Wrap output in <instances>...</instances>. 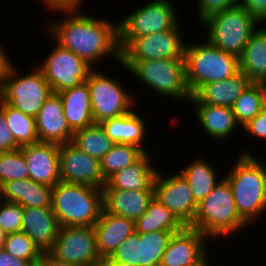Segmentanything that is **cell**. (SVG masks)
I'll return each mask as SVG.
<instances>
[{
  "label": "cell",
  "mask_w": 266,
  "mask_h": 266,
  "mask_svg": "<svg viewBox=\"0 0 266 266\" xmlns=\"http://www.w3.org/2000/svg\"><path fill=\"white\" fill-rule=\"evenodd\" d=\"M197 1V17L202 23L211 15L222 12L238 5V0H196Z\"/></svg>",
  "instance_id": "obj_39"
},
{
  "label": "cell",
  "mask_w": 266,
  "mask_h": 266,
  "mask_svg": "<svg viewBox=\"0 0 266 266\" xmlns=\"http://www.w3.org/2000/svg\"><path fill=\"white\" fill-rule=\"evenodd\" d=\"M48 253L60 262L76 266H98L102 260L93 226L60 227Z\"/></svg>",
  "instance_id": "obj_11"
},
{
  "label": "cell",
  "mask_w": 266,
  "mask_h": 266,
  "mask_svg": "<svg viewBox=\"0 0 266 266\" xmlns=\"http://www.w3.org/2000/svg\"><path fill=\"white\" fill-rule=\"evenodd\" d=\"M250 83L251 81L239 72L231 78L201 85L192 96L202 104L231 108Z\"/></svg>",
  "instance_id": "obj_26"
},
{
  "label": "cell",
  "mask_w": 266,
  "mask_h": 266,
  "mask_svg": "<svg viewBox=\"0 0 266 266\" xmlns=\"http://www.w3.org/2000/svg\"><path fill=\"white\" fill-rule=\"evenodd\" d=\"M150 152H145L136 162L115 172L106 180L103 189L146 190L154 189L158 168L153 166Z\"/></svg>",
  "instance_id": "obj_23"
},
{
  "label": "cell",
  "mask_w": 266,
  "mask_h": 266,
  "mask_svg": "<svg viewBox=\"0 0 266 266\" xmlns=\"http://www.w3.org/2000/svg\"><path fill=\"white\" fill-rule=\"evenodd\" d=\"M186 226L155 198L148 209L135 221V231L147 233L155 231H182Z\"/></svg>",
  "instance_id": "obj_31"
},
{
  "label": "cell",
  "mask_w": 266,
  "mask_h": 266,
  "mask_svg": "<svg viewBox=\"0 0 266 266\" xmlns=\"http://www.w3.org/2000/svg\"><path fill=\"white\" fill-rule=\"evenodd\" d=\"M98 266H133V265L113 261L110 257H106V258H102Z\"/></svg>",
  "instance_id": "obj_47"
},
{
  "label": "cell",
  "mask_w": 266,
  "mask_h": 266,
  "mask_svg": "<svg viewBox=\"0 0 266 266\" xmlns=\"http://www.w3.org/2000/svg\"><path fill=\"white\" fill-rule=\"evenodd\" d=\"M26 160L29 178L54 187L60 180L59 145L37 142L21 147Z\"/></svg>",
  "instance_id": "obj_18"
},
{
  "label": "cell",
  "mask_w": 266,
  "mask_h": 266,
  "mask_svg": "<svg viewBox=\"0 0 266 266\" xmlns=\"http://www.w3.org/2000/svg\"><path fill=\"white\" fill-rule=\"evenodd\" d=\"M177 14V7L171 0H152L118 20L120 51L134 38L175 28L181 22Z\"/></svg>",
  "instance_id": "obj_9"
},
{
  "label": "cell",
  "mask_w": 266,
  "mask_h": 266,
  "mask_svg": "<svg viewBox=\"0 0 266 266\" xmlns=\"http://www.w3.org/2000/svg\"><path fill=\"white\" fill-rule=\"evenodd\" d=\"M85 82L90 92L95 124L127 114L136 105L134 95L131 96L121 82L104 72L93 69Z\"/></svg>",
  "instance_id": "obj_10"
},
{
  "label": "cell",
  "mask_w": 266,
  "mask_h": 266,
  "mask_svg": "<svg viewBox=\"0 0 266 266\" xmlns=\"http://www.w3.org/2000/svg\"><path fill=\"white\" fill-rule=\"evenodd\" d=\"M6 236H7V233H5L2 228H0V249L4 247Z\"/></svg>",
  "instance_id": "obj_49"
},
{
  "label": "cell",
  "mask_w": 266,
  "mask_h": 266,
  "mask_svg": "<svg viewBox=\"0 0 266 266\" xmlns=\"http://www.w3.org/2000/svg\"><path fill=\"white\" fill-rule=\"evenodd\" d=\"M18 70L14 63L10 64L0 88V98L24 114L35 117L44 102L54 94L53 89L37 66L23 75Z\"/></svg>",
  "instance_id": "obj_8"
},
{
  "label": "cell",
  "mask_w": 266,
  "mask_h": 266,
  "mask_svg": "<svg viewBox=\"0 0 266 266\" xmlns=\"http://www.w3.org/2000/svg\"><path fill=\"white\" fill-rule=\"evenodd\" d=\"M207 243L208 238L204 234L186 226L172 235L160 266H200L209 255Z\"/></svg>",
  "instance_id": "obj_17"
},
{
  "label": "cell",
  "mask_w": 266,
  "mask_h": 266,
  "mask_svg": "<svg viewBox=\"0 0 266 266\" xmlns=\"http://www.w3.org/2000/svg\"><path fill=\"white\" fill-rule=\"evenodd\" d=\"M3 248L17 258L31 261L35 266H38L43 254L22 231L7 234Z\"/></svg>",
  "instance_id": "obj_36"
},
{
  "label": "cell",
  "mask_w": 266,
  "mask_h": 266,
  "mask_svg": "<svg viewBox=\"0 0 266 266\" xmlns=\"http://www.w3.org/2000/svg\"><path fill=\"white\" fill-rule=\"evenodd\" d=\"M23 207L0 199V228L7 234L22 230Z\"/></svg>",
  "instance_id": "obj_38"
},
{
  "label": "cell",
  "mask_w": 266,
  "mask_h": 266,
  "mask_svg": "<svg viewBox=\"0 0 266 266\" xmlns=\"http://www.w3.org/2000/svg\"><path fill=\"white\" fill-rule=\"evenodd\" d=\"M261 90H262V94H263V98H264V106H266V78L260 80L258 82Z\"/></svg>",
  "instance_id": "obj_48"
},
{
  "label": "cell",
  "mask_w": 266,
  "mask_h": 266,
  "mask_svg": "<svg viewBox=\"0 0 266 266\" xmlns=\"http://www.w3.org/2000/svg\"><path fill=\"white\" fill-rule=\"evenodd\" d=\"M264 107L262 90L258 83L251 82L234 102L231 109L239 127L254 119Z\"/></svg>",
  "instance_id": "obj_35"
},
{
  "label": "cell",
  "mask_w": 266,
  "mask_h": 266,
  "mask_svg": "<svg viewBox=\"0 0 266 266\" xmlns=\"http://www.w3.org/2000/svg\"><path fill=\"white\" fill-rule=\"evenodd\" d=\"M51 208L60 227L94 226L103 210V190L59 181L52 188Z\"/></svg>",
  "instance_id": "obj_3"
},
{
  "label": "cell",
  "mask_w": 266,
  "mask_h": 266,
  "mask_svg": "<svg viewBox=\"0 0 266 266\" xmlns=\"http://www.w3.org/2000/svg\"><path fill=\"white\" fill-rule=\"evenodd\" d=\"M189 102L194 104V113L209 138L212 137L213 140L221 141L226 140L238 128V123L231 108L202 104L193 96H191Z\"/></svg>",
  "instance_id": "obj_25"
},
{
  "label": "cell",
  "mask_w": 266,
  "mask_h": 266,
  "mask_svg": "<svg viewBox=\"0 0 266 266\" xmlns=\"http://www.w3.org/2000/svg\"><path fill=\"white\" fill-rule=\"evenodd\" d=\"M180 231L133 232L109 256L133 266H160L163 253L174 233Z\"/></svg>",
  "instance_id": "obj_14"
},
{
  "label": "cell",
  "mask_w": 266,
  "mask_h": 266,
  "mask_svg": "<svg viewBox=\"0 0 266 266\" xmlns=\"http://www.w3.org/2000/svg\"><path fill=\"white\" fill-rule=\"evenodd\" d=\"M60 180L103 189L100 160L80 151L72 142L59 145Z\"/></svg>",
  "instance_id": "obj_16"
},
{
  "label": "cell",
  "mask_w": 266,
  "mask_h": 266,
  "mask_svg": "<svg viewBox=\"0 0 266 266\" xmlns=\"http://www.w3.org/2000/svg\"><path fill=\"white\" fill-rule=\"evenodd\" d=\"M239 69L251 82L266 78V26L259 25L250 36L239 56Z\"/></svg>",
  "instance_id": "obj_29"
},
{
  "label": "cell",
  "mask_w": 266,
  "mask_h": 266,
  "mask_svg": "<svg viewBox=\"0 0 266 266\" xmlns=\"http://www.w3.org/2000/svg\"><path fill=\"white\" fill-rule=\"evenodd\" d=\"M38 266H76L69 263H64L53 258L49 253H43Z\"/></svg>",
  "instance_id": "obj_46"
},
{
  "label": "cell",
  "mask_w": 266,
  "mask_h": 266,
  "mask_svg": "<svg viewBox=\"0 0 266 266\" xmlns=\"http://www.w3.org/2000/svg\"><path fill=\"white\" fill-rule=\"evenodd\" d=\"M201 24L208 28L206 39L212 45L239 57L250 36L258 29L259 22L247 10L237 5L211 15Z\"/></svg>",
  "instance_id": "obj_7"
},
{
  "label": "cell",
  "mask_w": 266,
  "mask_h": 266,
  "mask_svg": "<svg viewBox=\"0 0 266 266\" xmlns=\"http://www.w3.org/2000/svg\"><path fill=\"white\" fill-rule=\"evenodd\" d=\"M242 129L252 137L266 141V106L262 108L261 112L254 119H251L244 125Z\"/></svg>",
  "instance_id": "obj_41"
},
{
  "label": "cell",
  "mask_w": 266,
  "mask_h": 266,
  "mask_svg": "<svg viewBox=\"0 0 266 266\" xmlns=\"http://www.w3.org/2000/svg\"><path fill=\"white\" fill-rule=\"evenodd\" d=\"M224 175L229 183L239 216L253 224L266 211V164L247 150Z\"/></svg>",
  "instance_id": "obj_2"
},
{
  "label": "cell",
  "mask_w": 266,
  "mask_h": 266,
  "mask_svg": "<svg viewBox=\"0 0 266 266\" xmlns=\"http://www.w3.org/2000/svg\"><path fill=\"white\" fill-rule=\"evenodd\" d=\"M119 64L159 96L176 102H188L192 96L186 82L184 59L120 61Z\"/></svg>",
  "instance_id": "obj_6"
},
{
  "label": "cell",
  "mask_w": 266,
  "mask_h": 266,
  "mask_svg": "<svg viewBox=\"0 0 266 266\" xmlns=\"http://www.w3.org/2000/svg\"><path fill=\"white\" fill-rule=\"evenodd\" d=\"M186 82L191 94L201 85L231 78L240 72L239 57L204 42L186 43Z\"/></svg>",
  "instance_id": "obj_5"
},
{
  "label": "cell",
  "mask_w": 266,
  "mask_h": 266,
  "mask_svg": "<svg viewBox=\"0 0 266 266\" xmlns=\"http://www.w3.org/2000/svg\"><path fill=\"white\" fill-rule=\"evenodd\" d=\"M238 5L247 10L260 24L266 23V0H238Z\"/></svg>",
  "instance_id": "obj_42"
},
{
  "label": "cell",
  "mask_w": 266,
  "mask_h": 266,
  "mask_svg": "<svg viewBox=\"0 0 266 266\" xmlns=\"http://www.w3.org/2000/svg\"><path fill=\"white\" fill-rule=\"evenodd\" d=\"M20 148L7 125L4 112L0 109V153H7Z\"/></svg>",
  "instance_id": "obj_40"
},
{
  "label": "cell",
  "mask_w": 266,
  "mask_h": 266,
  "mask_svg": "<svg viewBox=\"0 0 266 266\" xmlns=\"http://www.w3.org/2000/svg\"><path fill=\"white\" fill-rule=\"evenodd\" d=\"M29 178V170L21 148L0 153V187L7 181Z\"/></svg>",
  "instance_id": "obj_37"
},
{
  "label": "cell",
  "mask_w": 266,
  "mask_h": 266,
  "mask_svg": "<svg viewBox=\"0 0 266 266\" xmlns=\"http://www.w3.org/2000/svg\"><path fill=\"white\" fill-rule=\"evenodd\" d=\"M51 13L61 10H79L83 0H40Z\"/></svg>",
  "instance_id": "obj_43"
},
{
  "label": "cell",
  "mask_w": 266,
  "mask_h": 266,
  "mask_svg": "<svg viewBox=\"0 0 266 266\" xmlns=\"http://www.w3.org/2000/svg\"><path fill=\"white\" fill-rule=\"evenodd\" d=\"M0 109L4 112L7 125L20 147L39 142L35 117L13 108L1 98Z\"/></svg>",
  "instance_id": "obj_33"
},
{
  "label": "cell",
  "mask_w": 266,
  "mask_h": 266,
  "mask_svg": "<svg viewBox=\"0 0 266 266\" xmlns=\"http://www.w3.org/2000/svg\"><path fill=\"white\" fill-rule=\"evenodd\" d=\"M3 44L1 45L0 43V88L3 82V79L6 75V72L12 63V60L9 59V56L6 54L7 51H5V48L2 47Z\"/></svg>",
  "instance_id": "obj_45"
},
{
  "label": "cell",
  "mask_w": 266,
  "mask_h": 266,
  "mask_svg": "<svg viewBox=\"0 0 266 266\" xmlns=\"http://www.w3.org/2000/svg\"><path fill=\"white\" fill-rule=\"evenodd\" d=\"M72 143L80 151L98 160H101L115 144L104 132L102 126L95 123L75 131Z\"/></svg>",
  "instance_id": "obj_32"
},
{
  "label": "cell",
  "mask_w": 266,
  "mask_h": 266,
  "mask_svg": "<svg viewBox=\"0 0 266 266\" xmlns=\"http://www.w3.org/2000/svg\"><path fill=\"white\" fill-rule=\"evenodd\" d=\"M248 224L239 216L229 183L222 181L198 204L193 222L188 226L209 240L228 238Z\"/></svg>",
  "instance_id": "obj_4"
},
{
  "label": "cell",
  "mask_w": 266,
  "mask_h": 266,
  "mask_svg": "<svg viewBox=\"0 0 266 266\" xmlns=\"http://www.w3.org/2000/svg\"><path fill=\"white\" fill-rule=\"evenodd\" d=\"M52 188L30 178L7 181L0 187V199L20 204L23 208H51Z\"/></svg>",
  "instance_id": "obj_24"
},
{
  "label": "cell",
  "mask_w": 266,
  "mask_h": 266,
  "mask_svg": "<svg viewBox=\"0 0 266 266\" xmlns=\"http://www.w3.org/2000/svg\"><path fill=\"white\" fill-rule=\"evenodd\" d=\"M57 94L61 98L64 116L73 132L94 124L90 92L86 82Z\"/></svg>",
  "instance_id": "obj_28"
},
{
  "label": "cell",
  "mask_w": 266,
  "mask_h": 266,
  "mask_svg": "<svg viewBox=\"0 0 266 266\" xmlns=\"http://www.w3.org/2000/svg\"><path fill=\"white\" fill-rule=\"evenodd\" d=\"M101 258L109 257L129 235L135 232V221L108 213L104 208L93 226Z\"/></svg>",
  "instance_id": "obj_22"
},
{
  "label": "cell",
  "mask_w": 266,
  "mask_h": 266,
  "mask_svg": "<svg viewBox=\"0 0 266 266\" xmlns=\"http://www.w3.org/2000/svg\"><path fill=\"white\" fill-rule=\"evenodd\" d=\"M80 11V9L55 11L68 16L44 25L50 38L87 61L92 67H96L107 54L112 55L120 63L118 21L113 23L110 19L97 18Z\"/></svg>",
  "instance_id": "obj_1"
},
{
  "label": "cell",
  "mask_w": 266,
  "mask_h": 266,
  "mask_svg": "<svg viewBox=\"0 0 266 266\" xmlns=\"http://www.w3.org/2000/svg\"><path fill=\"white\" fill-rule=\"evenodd\" d=\"M38 68L54 93L79 86L88 79L94 69L87 61L59 44H55Z\"/></svg>",
  "instance_id": "obj_13"
},
{
  "label": "cell",
  "mask_w": 266,
  "mask_h": 266,
  "mask_svg": "<svg viewBox=\"0 0 266 266\" xmlns=\"http://www.w3.org/2000/svg\"><path fill=\"white\" fill-rule=\"evenodd\" d=\"M103 207L113 215L136 221L154 199V189L119 190L102 189Z\"/></svg>",
  "instance_id": "obj_21"
},
{
  "label": "cell",
  "mask_w": 266,
  "mask_h": 266,
  "mask_svg": "<svg viewBox=\"0 0 266 266\" xmlns=\"http://www.w3.org/2000/svg\"><path fill=\"white\" fill-rule=\"evenodd\" d=\"M200 266H210V264H208V259L204 263H202Z\"/></svg>",
  "instance_id": "obj_50"
},
{
  "label": "cell",
  "mask_w": 266,
  "mask_h": 266,
  "mask_svg": "<svg viewBox=\"0 0 266 266\" xmlns=\"http://www.w3.org/2000/svg\"><path fill=\"white\" fill-rule=\"evenodd\" d=\"M145 122L139 113L132 110L120 117L105 120L100 125L114 143L138 146L144 152H149L143 145V140L146 139L145 135L148 132Z\"/></svg>",
  "instance_id": "obj_27"
},
{
  "label": "cell",
  "mask_w": 266,
  "mask_h": 266,
  "mask_svg": "<svg viewBox=\"0 0 266 266\" xmlns=\"http://www.w3.org/2000/svg\"><path fill=\"white\" fill-rule=\"evenodd\" d=\"M213 164L201 156L195 157L193 162L185 165L180 173L190 185L195 201L199 204L221 181ZM217 175V176H216Z\"/></svg>",
  "instance_id": "obj_30"
},
{
  "label": "cell",
  "mask_w": 266,
  "mask_h": 266,
  "mask_svg": "<svg viewBox=\"0 0 266 266\" xmlns=\"http://www.w3.org/2000/svg\"><path fill=\"white\" fill-rule=\"evenodd\" d=\"M145 152L138 146L115 143L100 160L101 173L106 181L115 172L136 162Z\"/></svg>",
  "instance_id": "obj_34"
},
{
  "label": "cell",
  "mask_w": 266,
  "mask_h": 266,
  "mask_svg": "<svg viewBox=\"0 0 266 266\" xmlns=\"http://www.w3.org/2000/svg\"><path fill=\"white\" fill-rule=\"evenodd\" d=\"M59 224L52 208H23L22 232L42 253H48L58 236Z\"/></svg>",
  "instance_id": "obj_20"
},
{
  "label": "cell",
  "mask_w": 266,
  "mask_h": 266,
  "mask_svg": "<svg viewBox=\"0 0 266 266\" xmlns=\"http://www.w3.org/2000/svg\"><path fill=\"white\" fill-rule=\"evenodd\" d=\"M39 142L65 144L72 142L74 132L64 116L63 104L57 93L51 95L35 116Z\"/></svg>",
  "instance_id": "obj_19"
},
{
  "label": "cell",
  "mask_w": 266,
  "mask_h": 266,
  "mask_svg": "<svg viewBox=\"0 0 266 266\" xmlns=\"http://www.w3.org/2000/svg\"><path fill=\"white\" fill-rule=\"evenodd\" d=\"M167 176L158 169L154 180V198L185 226H189L196 215L198 203L193 197L189 183L180 172Z\"/></svg>",
  "instance_id": "obj_15"
},
{
  "label": "cell",
  "mask_w": 266,
  "mask_h": 266,
  "mask_svg": "<svg viewBox=\"0 0 266 266\" xmlns=\"http://www.w3.org/2000/svg\"><path fill=\"white\" fill-rule=\"evenodd\" d=\"M180 27L132 39L120 51V61L184 59L186 41Z\"/></svg>",
  "instance_id": "obj_12"
},
{
  "label": "cell",
  "mask_w": 266,
  "mask_h": 266,
  "mask_svg": "<svg viewBox=\"0 0 266 266\" xmlns=\"http://www.w3.org/2000/svg\"><path fill=\"white\" fill-rule=\"evenodd\" d=\"M0 266H35L29 260L17 258L8 253L4 248L0 249Z\"/></svg>",
  "instance_id": "obj_44"
}]
</instances>
